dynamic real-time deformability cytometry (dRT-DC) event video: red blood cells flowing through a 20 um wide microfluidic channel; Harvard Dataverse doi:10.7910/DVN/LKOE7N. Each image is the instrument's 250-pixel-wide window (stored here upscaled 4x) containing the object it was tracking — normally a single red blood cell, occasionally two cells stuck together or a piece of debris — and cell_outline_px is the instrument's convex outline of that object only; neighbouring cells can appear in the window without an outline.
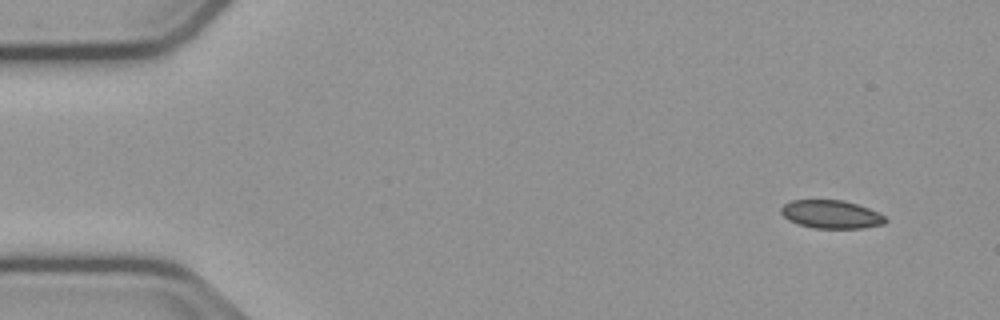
{"species": "common noctule bat (a hibernating species)", "species_latin": "Nyctalus noctula", "temperature_condition": "cold", "stored_images_in_passage": 52, "camera_frame_rate_fps": 3000, "um_per_image_px": 0.085, "animal": {"sex": "male", "body_mass_g": 23.1, "forearm_length_mm": 52.7}, "frame": {"image": 1, "passage_image": 1, "time_ms": 0.0, "image_size_px": [1000, 320], "cell_outline_px": [[888, 220], [884, 224], [860, 228], [812, 228], [796, 224], [788, 220], [780, 212], [780, 208], [784, 204], [792, 200], [844, 200], [868, 208], [884, 216]], "centroid_in_image_um": [70.61, 18.22], "position_along_channel_um": 14.4, "area_um2": 17.17}}
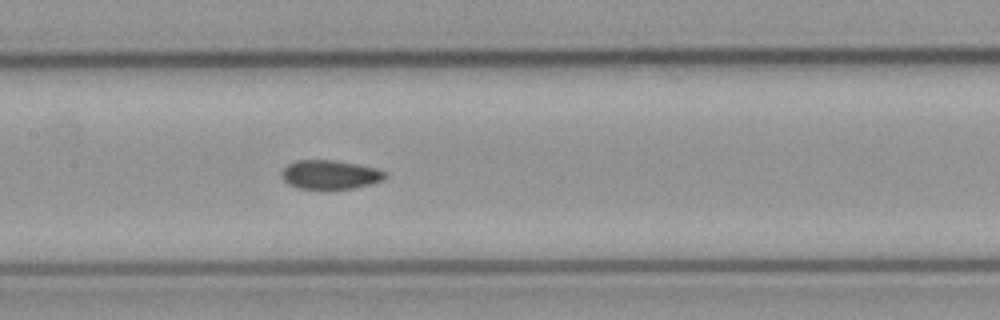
{"frame": {"image": 2, "passage_image": 23, "time_ms": 7.333, "image_size_px": [1000, 320], "cell_outline_px": [[388, 176], [384, 180], [372, 184], [356, 188], [328, 192], [320, 192], [296, 188], [288, 184], [280, 176], [280, 172], [288, 164], [296, 160], [332, 160], [356, 164], [376, 168], [388, 172]], "centroid_in_image_um": [28.06, 14.91], "position_along_channel_um": 179.3, "area_um2": 18.55}}
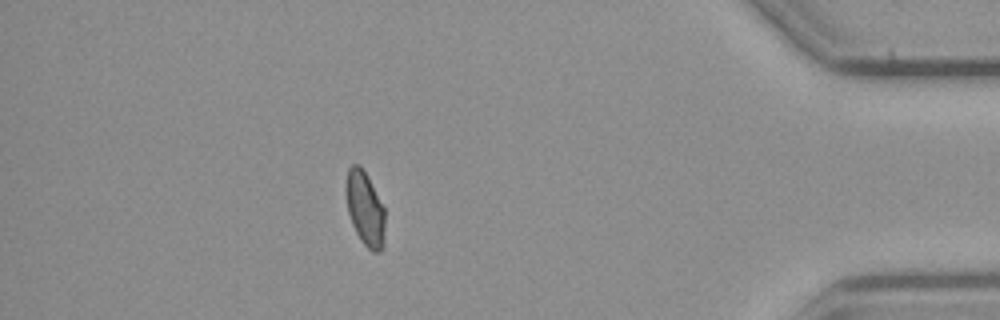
{"frame": {"image": 3, "passage_image": 45, "time_ms": 14.667, "image_size_px": [1000, 320], "cell_outline_px": [[384, 244], [380, 252], [372, 252], [360, 240], [352, 224], [348, 212], [344, 192], [344, 188], [348, 168], [352, 164], [360, 164], [384, 208]], "centroid_in_image_um": [30.99, 17.74], "position_along_channel_um": 404.2, "area_um2": 16.94}, "authors_computed_cell_mechanics": {"area_um2": 17.3689, "velocity_mm_per_s": 3.741, "shape_relaxation_time_tau1_ms": null, "shape_relaxation_time_tau2_ms": 4.6064, "deformation_change_tau1": null, "deformation_change_tau2": 0.0462}}